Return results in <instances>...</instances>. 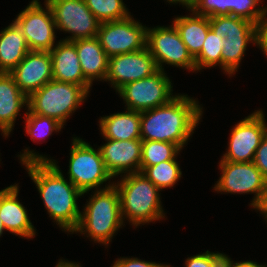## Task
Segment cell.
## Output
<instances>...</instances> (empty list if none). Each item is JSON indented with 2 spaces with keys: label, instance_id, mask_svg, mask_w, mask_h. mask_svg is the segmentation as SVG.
Instances as JSON below:
<instances>
[{
  "label": "cell",
  "instance_id": "cell-1",
  "mask_svg": "<svg viewBox=\"0 0 267 267\" xmlns=\"http://www.w3.org/2000/svg\"><path fill=\"white\" fill-rule=\"evenodd\" d=\"M23 152L18 155L20 163L37 186L49 217L62 231L72 234L80 220L77 200L83 193L65 179L56 160L28 148Z\"/></svg>",
  "mask_w": 267,
  "mask_h": 267
},
{
  "label": "cell",
  "instance_id": "cell-2",
  "mask_svg": "<svg viewBox=\"0 0 267 267\" xmlns=\"http://www.w3.org/2000/svg\"><path fill=\"white\" fill-rule=\"evenodd\" d=\"M203 114V107L188 95L179 94L166 105L140 112L141 140L188 143Z\"/></svg>",
  "mask_w": 267,
  "mask_h": 267
},
{
  "label": "cell",
  "instance_id": "cell-3",
  "mask_svg": "<svg viewBox=\"0 0 267 267\" xmlns=\"http://www.w3.org/2000/svg\"><path fill=\"white\" fill-rule=\"evenodd\" d=\"M114 185L119 192L121 215L132 226L149 224L165 218L161 191L142 172L120 176Z\"/></svg>",
  "mask_w": 267,
  "mask_h": 267
},
{
  "label": "cell",
  "instance_id": "cell-4",
  "mask_svg": "<svg viewBox=\"0 0 267 267\" xmlns=\"http://www.w3.org/2000/svg\"><path fill=\"white\" fill-rule=\"evenodd\" d=\"M93 194L83 206L78 226L72 234L87 235L94 243L107 247L115 233L125 225L121 215L119 192L113 184L94 190Z\"/></svg>",
  "mask_w": 267,
  "mask_h": 267
},
{
  "label": "cell",
  "instance_id": "cell-5",
  "mask_svg": "<svg viewBox=\"0 0 267 267\" xmlns=\"http://www.w3.org/2000/svg\"><path fill=\"white\" fill-rule=\"evenodd\" d=\"M91 87L52 79L28 97V110L54 118L64 126L66 120L85 102Z\"/></svg>",
  "mask_w": 267,
  "mask_h": 267
},
{
  "label": "cell",
  "instance_id": "cell-6",
  "mask_svg": "<svg viewBox=\"0 0 267 267\" xmlns=\"http://www.w3.org/2000/svg\"><path fill=\"white\" fill-rule=\"evenodd\" d=\"M209 23L210 29L223 38L222 70L232 77L239 69L247 45L258 46V25L231 15L210 17Z\"/></svg>",
  "mask_w": 267,
  "mask_h": 267
},
{
  "label": "cell",
  "instance_id": "cell-7",
  "mask_svg": "<svg viewBox=\"0 0 267 267\" xmlns=\"http://www.w3.org/2000/svg\"><path fill=\"white\" fill-rule=\"evenodd\" d=\"M70 149L68 179L84 194L110 187L112 175L107 171L100 149H94L80 137H73ZM109 181V182H108ZM108 182V184L106 183ZM106 183L105 187L102 184Z\"/></svg>",
  "mask_w": 267,
  "mask_h": 267
},
{
  "label": "cell",
  "instance_id": "cell-8",
  "mask_svg": "<svg viewBox=\"0 0 267 267\" xmlns=\"http://www.w3.org/2000/svg\"><path fill=\"white\" fill-rule=\"evenodd\" d=\"M166 71L157 70L153 75L125 84L117 92L125 103L124 109L145 111L171 102L173 84Z\"/></svg>",
  "mask_w": 267,
  "mask_h": 267
},
{
  "label": "cell",
  "instance_id": "cell-9",
  "mask_svg": "<svg viewBox=\"0 0 267 267\" xmlns=\"http://www.w3.org/2000/svg\"><path fill=\"white\" fill-rule=\"evenodd\" d=\"M221 175L213 189L217 193L254 194L250 206L256 209L260 204L267 181L252 162H231L220 160Z\"/></svg>",
  "mask_w": 267,
  "mask_h": 267
},
{
  "label": "cell",
  "instance_id": "cell-10",
  "mask_svg": "<svg viewBox=\"0 0 267 267\" xmlns=\"http://www.w3.org/2000/svg\"><path fill=\"white\" fill-rule=\"evenodd\" d=\"M147 48L159 70L164 71L163 66L167 64L187 71H196L195 59L189 53L173 23L168 27L163 25L148 28Z\"/></svg>",
  "mask_w": 267,
  "mask_h": 267
},
{
  "label": "cell",
  "instance_id": "cell-11",
  "mask_svg": "<svg viewBox=\"0 0 267 267\" xmlns=\"http://www.w3.org/2000/svg\"><path fill=\"white\" fill-rule=\"evenodd\" d=\"M51 9L56 30L70 33L62 40L75 41L78 39L97 36L101 22L93 15L84 0H45Z\"/></svg>",
  "mask_w": 267,
  "mask_h": 267
},
{
  "label": "cell",
  "instance_id": "cell-12",
  "mask_svg": "<svg viewBox=\"0 0 267 267\" xmlns=\"http://www.w3.org/2000/svg\"><path fill=\"white\" fill-rule=\"evenodd\" d=\"M147 29L130 15L122 20L102 22L96 37L110 58L146 48Z\"/></svg>",
  "mask_w": 267,
  "mask_h": 267
},
{
  "label": "cell",
  "instance_id": "cell-13",
  "mask_svg": "<svg viewBox=\"0 0 267 267\" xmlns=\"http://www.w3.org/2000/svg\"><path fill=\"white\" fill-rule=\"evenodd\" d=\"M32 0L13 22L23 33L30 51H51L55 46L56 24L50 7Z\"/></svg>",
  "mask_w": 267,
  "mask_h": 267
},
{
  "label": "cell",
  "instance_id": "cell-14",
  "mask_svg": "<svg viewBox=\"0 0 267 267\" xmlns=\"http://www.w3.org/2000/svg\"><path fill=\"white\" fill-rule=\"evenodd\" d=\"M263 110H256L230 130L228 149L221 156L231 162H252L261 140L267 134Z\"/></svg>",
  "mask_w": 267,
  "mask_h": 267
},
{
  "label": "cell",
  "instance_id": "cell-15",
  "mask_svg": "<svg viewBox=\"0 0 267 267\" xmlns=\"http://www.w3.org/2000/svg\"><path fill=\"white\" fill-rule=\"evenodd\" d=\"M157 70L154 57L146 47L136 52L110 57L104 81L109 82L117 93L125 84L149 77Z\"/></svg>",
  "mask_w": 267,
  "mask_h": 267
},
{
  "label": "cell",
  "instance_id": "cell-16",
  "mask_svg": "<svg viewBox=\"0 0 267 267\" xmlns=\"http://www.w3.org/2000/svg\"><path fill=\"white\" fill-rule=\"evenodd\" d=\"M19 89L29 97L53 79L49 51H29L9 73Z\"/></svg>",
  "mask_w": 267,
  "mask_h": 267
},
{
  "label": "cell",
  "instance_id": "cell-17",
  "mask_svg": "<svg viewBox=\"0 0 267 267\" xmlns=\"http://www.w3.org/2000/svg\"><path fill=\"white\" fill-rule=\"evenodd\" d=\"M99 146L107 171L114 177L140 172L142 140H111Z\"/></svg>",
  "mask_w": 267,
  "mask_h": 267
},
{
  "label": "cell",
  "instance_id": "cell-18",
  "mask_svg": "<svg viewBox=\"0 0 267 267\" xmlns=\"http://www.w3.org/2000/svg\"><path fill=\"white\" fill-rule=\"evenodd\" d=\"M18 183L0 190V217L6 231L16 236L32 239L36 235L26 208L18 200Z\"/></svg>",
  "mask_w": 267,
  "mask_h": 267
},
{
  "label": "cell",
  "instance_id": "cell-19",
  "mask_svg": "<svg viewBox=\"0 0 267 267\" xmlns=\"http://www.w3.org/2000/svg\"><path fill=\"white\" fill-rule=\"evenodd\" d=\"M53 79L81 86H91L81 70L76 46L72 41L60 40L50 51Z\"/></svg>",
  "mask_w": 267,
  "mask_h": 267
},
{
  "label": "cell",
  "instance_id": "cell-20",
  "mask_svg": "<svg viewBox=\"0 0 267 267\" xmlns=\"http://www.w3.org/2000/svg\"><path fill=\"white\" fill-rule=\"evenodd\" d=\"M28 109V97L9 73H0V131L8 138L21 108Z\"/></svg>",
  "mask_w": 267,
  "mask_h": 267
},
{
  "label": "cell",
  "instance_id": "cell-21",
  "mask_svg": "<svg viewBox=\"0 0 267 267\" xmlns=\"http://www.w3.org/2000/svg\"><path fill=\"white\" fill-rule=\"evenodd\" d=\"M76 46L78 59L85 80L92 86L93 81H104L109 57L101 47L97 37L72 41Z\"/></svg>",
  "mask_w": 267,
  "mask_h": 267
},
{
  "label": "cell",
  "instance_id": "cell-22",
  "mask_svg": "<svg viewBox=\"0 0 267 267\" xmlns=\"http://www.w3.org/2000/svg\"><path fill=\"white\" fill-rule=\"evenodd\" d=\"M99 129L104 139H141L140 112L126 109L99 119Z\"/></svg>",
  "mask_w": 267,
  "mask_h": 267
},
{
  "label": "cell",
  "instance_id": "cell-23",
  "mask_svg": "<svg viewBox=\"0 0 267 267\" xmlns=\"http://www.w3.org/2000/svg\"><path fill=\"white\" fill-rule=\"evenodd\" d=\"M29 51L23 33L12 21L0 31V73H10Z\"/></svg>",
  "mask_w": 267,
  "mask_h": 267
},
{
  "label": "cell",
  "instance_id": "cell-24",
  "mask_svg": "<svg viewBox=\"0 0 267 267\" xmlns=\"http://www.w3.org/2000/svg\"><path fill=\"white\" fill-rule=\"evenodd\" d=\"M189 15L177 16L172 23L177 28L182 41L186 45L189 53L195 59L203 47V43L210 29L209 18L198 15L193 10Z\"/></svg>",
  "mask_w": 267,
  "mask_h": 267
},
{
  "label": "cell",
  "instance_id": "cell-25",
  "mask_svg": "<svg viewBox=\"0 0 267 267\" xmlns=\"http://www.w3.org/2000/svg\"><path fill=\"white\" fill-rule=\"evenodd\" d=\"M140 172L161 191L174 187L182 177L181 168L176 160H167L154 166L140 167Z\"/></svg>",
  "mask_w": 267,
  "mask_h": 267
},
{
  "label": "cell",
  "instance_id": "cell-26",
  "mask_svg": "<svg viewBox=\"0 0 267 267\" xmlns=\"http://www.w3.org/2000/svg\"><path fill=\"white\" fill-rule=\"evenodd\" d=\"M181 148L174 143L142 140L140 167H148L167 160H177Z\"/></svg>",
  "mask_w": 267,
  "mask_h": 267
},
{
  "label": "cell",
  "instance_id": "cell-27",
  "mask_svg": "<svg viewBox=\"0 0 267 267\" xmlns=\"http://www.w3.org/2000/svg\"><path fill=\"white\" fill-rule=\"evenodd\" d=\"M222 48V36L209 29L200 54L195 58L196 72L217 65L222 69Z\"/></svg>",
  "mask_w": 267,
  "mask_h": 267
},
{
  "label": "cell",
  "instance_id": "cell-28",
  "mask_svg": "<svg viewBox=\"0 0 267 267\" xmlns=\"http://www.w3.org/2000/svg\"><path fill=\"white\" fill-rule=\"evenodd\" d=\"M89 10L102 23L122 20L131 14L123 0H84Z\"/></svg>",
  "mask_w": 267,
  "mask_h": 267
},
{
  "label": "cell",
  "instance_id": "cell-29",
  "mask_svg": "<svg viewBox=\"0 0 267 267\" xmlns=\"http://www.w3.org/2000/svg\"><path fill=\"white\" fill-rule=\"evenodd\" d=\"M25 119V132L33 142L51 136L52 132H59L63 125L56 119L31 113L28 109L23 116ZM36 140V141H35Z\"/></svg>",
  "mask_w": 267,
  "mask_h": 267
},
{
  "label": "cell",
  "instance_id": "cell-30",
  "mask_svg": "<svg viewBox=\"0 0 267 267\" xmlns=\"http://www.w3.org/2000/svg\"><path fill=\"white\" fill-rule=\"evenodd\" d=\"M262 2L261 0H228V15L241 17L259 25L267 13V6L260 7Z\"/></svg>",
  "mask_w": 267,
  "mask_h": 267
},
{
  "label": "cell",
  "instance_id": "cell-31",
  "mask_svg": "<svg viewBox=\"0 0 267 267\" xmlns=\"http://www.w3.org/2000/svg\"><path fill=\"white\" fill-rule=\"evenodd\" d=\"M193 11L208 18L228 15V0H199Z\"/></svg>",
  "mask_w": 267,
  "mask_h": 267
},
{
  "label": "cell",
  "instance_id": "cell-32",
  "mask_svg": "<svg viewBox=\"0 0 267 267\" xmlns=\"http://www.w3.org/2000/svg\"><path fill=\"white\" fill-rule=\"evenodd\" d=\"M226 254L210 252L193 255L185 260V267H221Z\"/></svg>",
  "mask_w": 267,
  "mask_h": 267
},
{
  "label": "cell",
  "instance_id": "cell-33",
  "mask_svg": "<svg viewBox=\"0 0 267 267\" xmlns=\"http://www.w3.org/2000/svg\"><path fill=\"white\" fill-rule=\"evenodd\" d=\"M253 163L261 171L264 179L267 181V134L261 140L256 150Z\"/></svg>",
  "mask_w": 267,
  "mask_h": 267
},
{
  "label": "cell",
  "instance_id": "cell-34",
  "mask_svg": "<svg viewBox=\"0 0 267 267\" xmlns=\"http://www.w3.org/2000/svg\"><path fill=\"white\" fill-rule=\"evenodd\" d=\"M116 267H164L166 264L141 260L135 257H120L113 263Z\"/></svg>",
  "mask_w": 267,
  "mask_h": 267
},
{
  "label": "cell",
  "instance_id": "cell-35",
  "mask_svg": "<svg viewBox=\"0 0 267 267\" xmlns=\"http://www.w3.org/2000/svg\"><path fill=\"white\" fill-rule=\"evenodd\" d=\"M267 16V13H266ZM264 17L258 25V48L264 52L267 58V17Z\"/></svg>",
  "mask_w": 267,
  "mask_h": 267
},
{
  "label": "cell",
  "instance_id": "cell-36",
  "mask_svg": "<svg viewBox=\"0 0 267 267\" xmlns=\"http://www.w3.org/2000/svg\"><path fill=\"white\" fill-rule=\"evenodd\" d=\"M234 261L228 257L227 255H225L223 262H222V266L221 267H267L266 264H258L257 262H253V261Z\"/></svg>",
  "mask_w": 267,
  "mask_h": 267
},
{
  "label": "cell",
  "instance_id": "cell-37",
  "mask_svg": "<svg viewBox=\"0 0 267 267\" xmlns=\"http://www.w3.org/2000/svg\"><path fill=\"white\" fill-rule=\"evenodd\" d=\"M169 4H178L182 5L183 7L185 6L188 11L193 10V8L197 5L199 0H166Z\"/></svg>",
  "mask_w": 267,
  "mask_h": 267
},
{
  "label": "cell",
  "instance_id": "cell-38",
  "mask_svg": "<svg viewBox=\"0 0 267 267\" xmlns=\"http://www.w3.org/2000/svg\"><path fill=\"white\" fill-rule=\"evenodd\" d=\"M255 210L259 211L260 214H262L263 217H265L264 220L267 222V184H266L263 198Z\"/></svg>",
  "mask_w": 267,
  "mask_h": 267
},
{
  "label": "cell",
  "instance_id": "cell-39",
  "mask_svg": "<svg viewBox=\"0 0 267 267\" xmlns=\"http://www.w3.org/2000/svg\"><path fill=\"white\" fill-rule=\"evenodd\" d=\"M55 267H82L80 263H75L65 259H59Z\"/></svg>",
  "mask_w": 267,
  "mask_h": 267
},
{
  "label": "cell",
  "instance_id": "cell-40",
  "mask_svg": "<svg viewBox=\"0 0 267 267\" xmlns=\"http://www.w3.org/2000/svg\"><path fill=\"white\" fill-rule=\"evenodd\" d=\"M4 230L6 231L4 225H3V222L1 220V217H0V237L2 236Z\"/></svg>",
  "mask_w": 267,
  "mask_h": 267
}]
</instances>
